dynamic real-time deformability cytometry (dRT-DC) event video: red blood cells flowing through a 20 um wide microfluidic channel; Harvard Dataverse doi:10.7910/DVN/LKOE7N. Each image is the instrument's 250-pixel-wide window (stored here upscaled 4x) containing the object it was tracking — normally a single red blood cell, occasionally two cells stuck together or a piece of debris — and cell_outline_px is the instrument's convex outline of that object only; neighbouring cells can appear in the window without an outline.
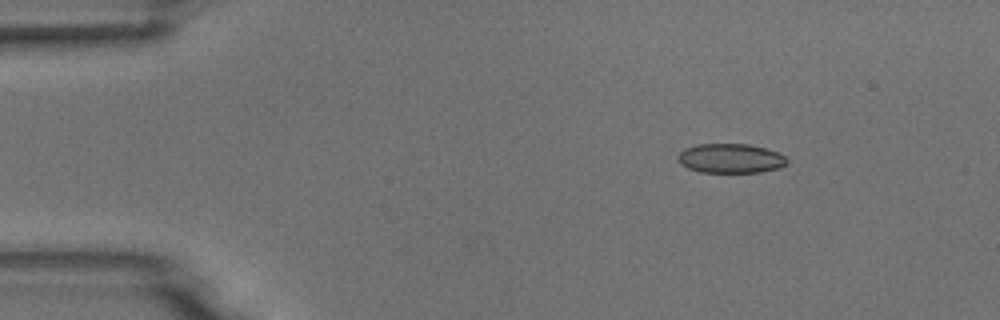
{"species": "common noctule bat (a hibernating species)", "species_latin": "Nyctalus noctula", "temperature_condition": "room temperature", "stored_images_in_passage": 4, "camera_frame_rate_fps": 3000, "um_per_image_px": 0.085, "animal": {"sex": "male", "body_mass_g": 18.8}, "frame": {"image": 1, "passage_image": 1, "time_ms": 0.0, "image_size_px": [1000, 320], "cell_outline_px": [[788, 160], [780, 168], [760, 172], [700, 172], [688, 168], [680, 164], [676, 160], [676, 156], [684, 148], [696, 144], [748, 144], [780, 152]], "centroid_in_image_um": [62.06, 13.46], "position_along_channel_um": 22.9, "area_um2": 18.84}}
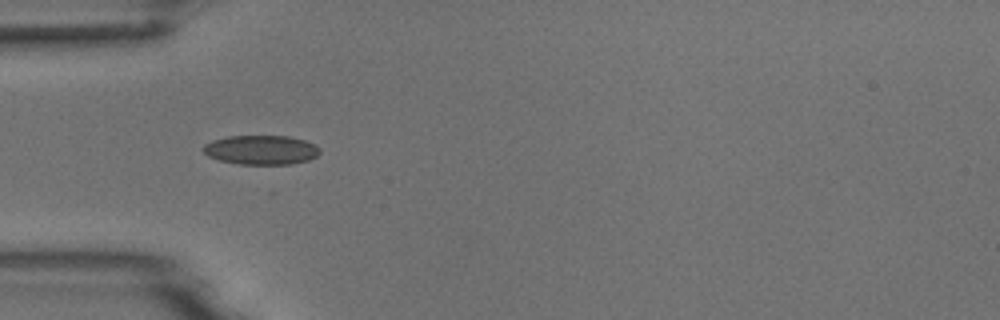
{"frame": {"image": 2, "passage_image": 3, "time_ms": 3.0, "image_size_px": [1000, 320], "cell_outline_px": [[320, 152], [316, 156], [308, 160], [292, 164], [240, 164], [220, 160], [208, 156], [204, 152], [204, 144], [212, 140], [228, 136], [288, 136], [304, 140], [316, 144], [320, 148]], "centroid_in_image_um": [22.22, 12.74], "position_along_channel_um": 62.8, "area_um2": 19.88}}